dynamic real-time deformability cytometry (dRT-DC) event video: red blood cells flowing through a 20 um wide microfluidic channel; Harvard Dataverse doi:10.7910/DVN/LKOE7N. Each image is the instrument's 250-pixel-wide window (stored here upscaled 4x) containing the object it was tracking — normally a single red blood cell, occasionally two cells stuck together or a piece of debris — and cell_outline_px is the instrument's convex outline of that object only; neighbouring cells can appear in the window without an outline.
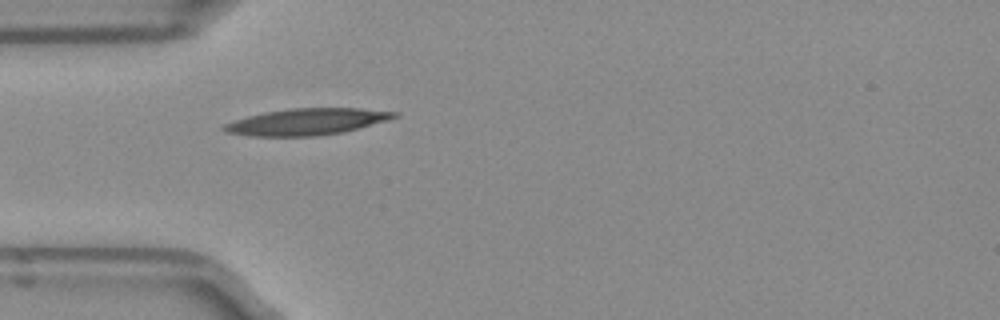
{"species": "Egyptian fruit bat (a non-hibernating species)", "species_latin": "Rousettus aegyptiacus", "temperature_condition": "room temperature", "stored_images_in_passage": 37, "camera_frame_rate_fps": 3000, "um_per_image_px": 0.085, "frame": {"image": 1, "passage_image": 1, "time_ms": 0.0, "image_size_px": [1000, 320], "cell_outline_px": [[400, 116], [388, 120], [344, 132], [316, 136], [248, 136], [228, 132], [220, 128], [224, 124], [248, 116], [264, 112], [292, 108], [360, 108], [400, 112]], "centroid_in_image_um": [26.12, 10.34], "position_along_channel_um": 58.9, "area_um2": 26.36}}
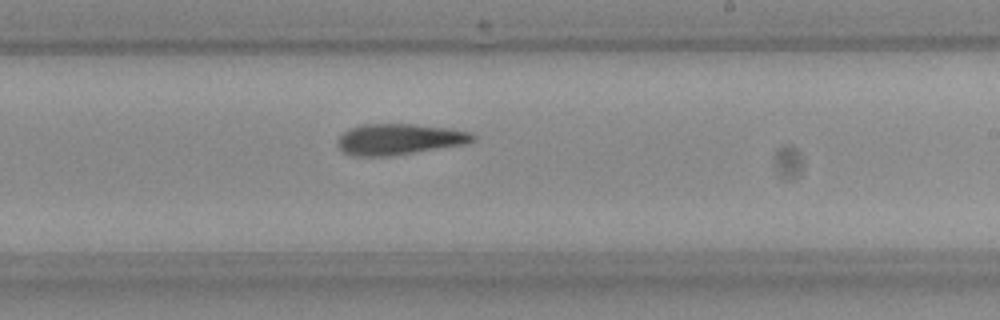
{"frame": {"image": 2, "passage_image": 16, "time_ms": 5.0, "image_size_px": [1000, 320], "cell_outline_px": [[476, 140], [464, 144], [388, 156], [352, 156], [344, 152], [336, 144], [336, 140], [348, 128], [360, 124], [416, 124], [448, 128], [472, 132], [476, 136]], "centroid_in_image_um": [33.91, 11.82], "position_along_channel_um": 255.1, "area_um2": 24.45}}
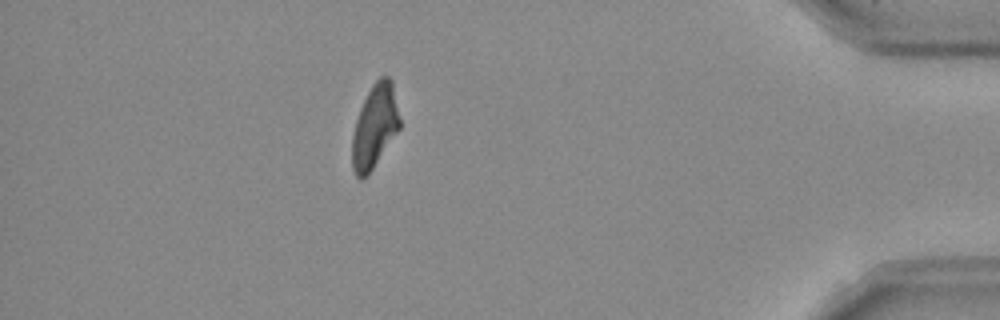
{"frame": {"image": 3, "passage_image": 31, "time_ms": 10.0, "image_size_px": [1000, 320], "cell_outline_px": [[400, 128], [364, 180], [360, 180], [356, 176], [352, 168], [352, 136], [356, 120], [360, 108], [372, 84], [380, 76], [388, 76], [392, 80], [400, 120]], "centroid_in_image_um": [31.84, 10.74], "position_along_channel_um": 403.4, "area_um2": 23.0}, "authors_computed_cell_mechanics": {"area_um2": 24.5072, "velocity_mm_per_s": 3.9555, "shape_relaxation_time_tau1_ms": 9.3061, "shape_relaxation_time_tau2_ms": null, "deformation_change_tau1": 0.2563, "deformation_change_tau2": null}}